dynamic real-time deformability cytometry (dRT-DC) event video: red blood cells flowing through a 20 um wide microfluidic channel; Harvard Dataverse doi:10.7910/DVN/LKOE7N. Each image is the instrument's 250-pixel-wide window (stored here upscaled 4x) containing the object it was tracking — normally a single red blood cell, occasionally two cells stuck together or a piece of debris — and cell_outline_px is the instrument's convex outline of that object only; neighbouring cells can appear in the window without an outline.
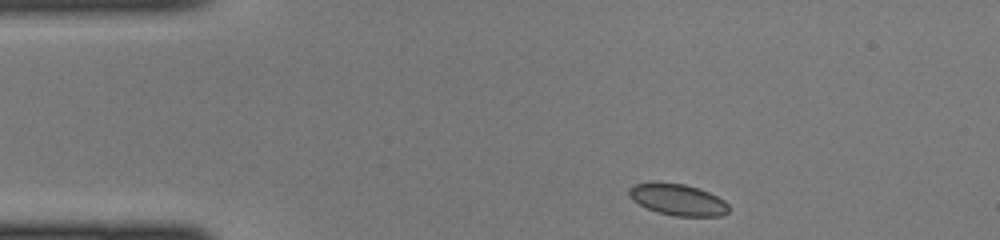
{"species": "common noctule bat (a hibernating species)", "species_latin": "Nyctalus noctula", "temperature_condition": "cold", "stored_images_in_passage": 38, "camera_frame_rate_fps": 3000, "um_per_image_px": 0.085, "animal": {"sex": "female", "body_mass_g": 22.0, "forearm_length_mm": 56.7}, "frame": {"image": 1, "passage_image": 1, "time_ms": 0.0, "image_size_px": [1000, 240], "cell_outline_px": [[728, 212], [720, 216], [676, 216], [656, 212], [632, 200], [628, 196], [628, 188], [632, 184], [684, 184], [708, 192], [724, 200], [728, 204]], "centroid_in_image_um": [57.61, 17.0], "position_along_channel_um": 27.4, "area_um2": 17.8}}
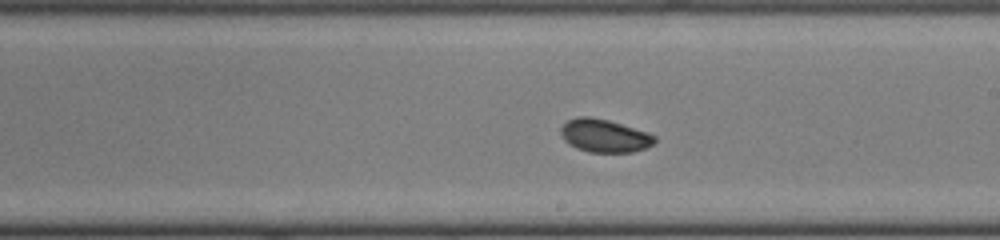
{"frame": {"image": 2, "passage_image": 19, "time_ms": 6.0, "image_size_px": [1000, 240], "cell_outline_px": [[656, 140], [652, 144], [644, 148], [632, 152], [588, 152], [576, 148], [568, 144], [564, 140], [560, 132], [560, 128], [568, 120], [576, 116], [588, 116], [608, 120], [648, 132], [656, 136]], "centroid_in_image_um": [51.35, 11.53], "position_along_channel_um": 237.7, "area_um2": 18.09}}
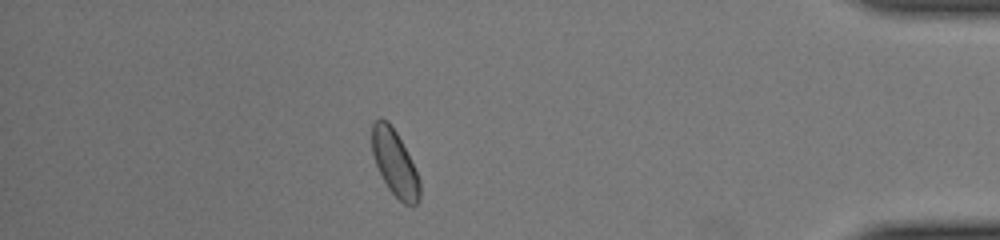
{"frame": {"image": 3, "passage_image": 33, "time_ms": 10.667, "image_size_px": [1000, 240], "cell_outline_px": [[420, 200], [412, 208], [404, 204], [388, 188], [376, 164], [372, 152], [372, 124], [380, 116], [388, 120], [396, 132], [420, 180]], "centroid_in_image_um": [33.55, 13.87], "position_along_channel_um": 401.6, "area_um2": 18.09}}